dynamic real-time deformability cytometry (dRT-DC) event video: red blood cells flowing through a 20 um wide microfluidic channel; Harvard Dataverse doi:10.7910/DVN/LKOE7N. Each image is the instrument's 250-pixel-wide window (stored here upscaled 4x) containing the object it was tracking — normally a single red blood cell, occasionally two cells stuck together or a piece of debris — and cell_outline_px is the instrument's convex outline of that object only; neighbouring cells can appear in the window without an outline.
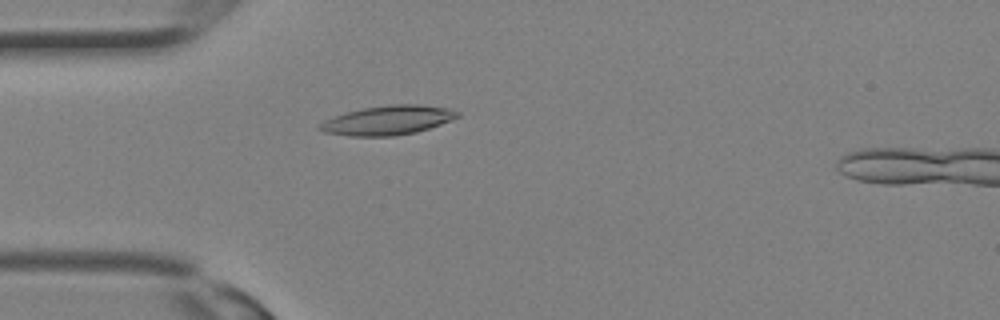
{"species": "Egyptian fruit bat (a non-hibernating species)", "species_latin": "Rousettus aegyptiacus", "temperature_condition": "room temperature", "stored_images_in_passage": 19, "camera_frame_rate_fps": 3000, "um_per_image_px": 0.085, "animal": {"sex": "female"}, "frame": {"image": 1, "passage_image": 7, "time_ms": 2.0, "image_size_px": [1000, 320], "cell_outline_px": [[460, 116], [452, 120], [416, 132], [396, 136], [348, 136], [324, 132], [316, 128], [324, 120], [348, 112], [364, 108], [392, 104], [420, 104], [448, 108], [460, 112]], "centroid_in_image_um": [32.98, 10.22], "position_along_channel_um": 52.0, "area_um2": 23.41}}
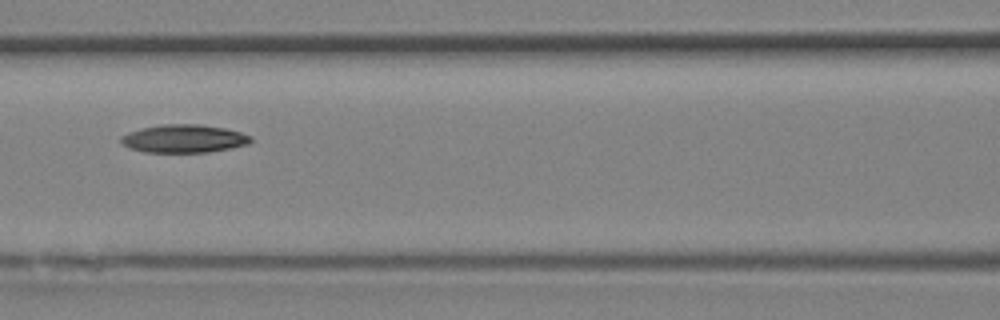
{"frame": {"image": 2, "passage_image": 12, "time_ms": 3.667, "image_size_px": [1000, 320], "cell_outline_px": [[252, 140], [248, 144], [208, 152], [144, 152], [132, 148], [124, 144], [120, 140], [120, 136], [128, 132], [140, 128], [160, 124], [200, 124], [224, 128], [240, 132], [252, 136]], "centroid_in_image_um": [15.62, 11.77], "position_along_channel_um": 151.0, "area_um2": 21.15}}
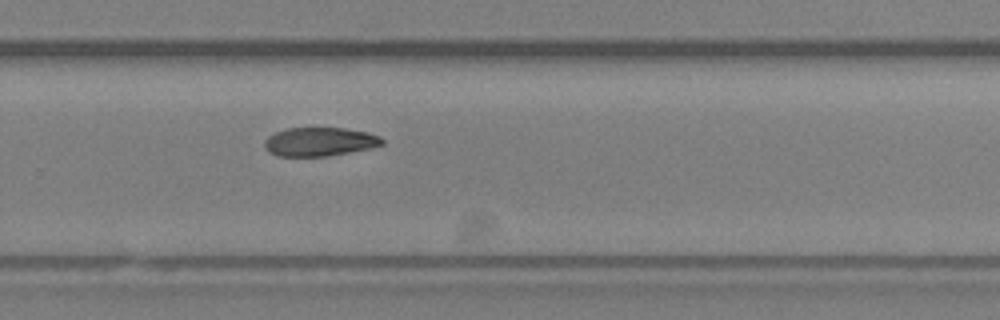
{"frame": {"image": 3, "passage_image": 19, "time_ms": 6.0, "image_size_px": [1000, 320], "cell_outline_px": [[384, 144], [368, 148], [328, 156], [276, 156], [268, 152], [264, 148], [264, 140], [268, 136], [276, 132], [288, 128], [344, 128], [368, 132], [380, 136], [384, 140]], "centroid_in_image_um": [27.14, 12.05], "position_along_channel_um": 302.7, "area_um2": 19.71}}